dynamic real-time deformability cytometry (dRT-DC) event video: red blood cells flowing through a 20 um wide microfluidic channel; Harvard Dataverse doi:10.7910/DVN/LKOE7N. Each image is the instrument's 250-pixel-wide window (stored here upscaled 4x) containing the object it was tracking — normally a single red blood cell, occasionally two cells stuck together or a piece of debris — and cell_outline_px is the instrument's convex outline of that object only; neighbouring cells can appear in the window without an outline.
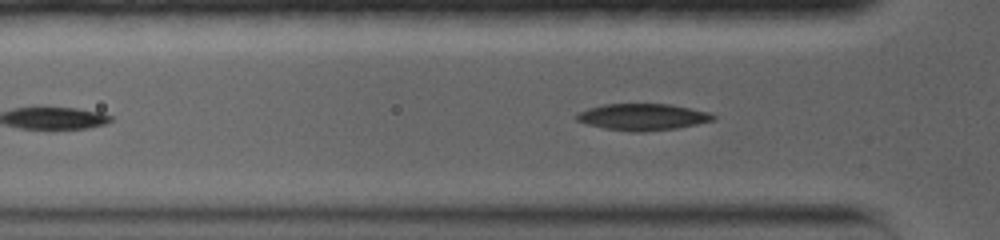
{"species": "common noctule bat (a hibernating species)", "species_latin": "Nyctalus noctula", "temperature_condition": "warm", "stored_images_in_passage": 38, "camera_frame_rate_fps": 5000, "um_per_image_px": 0.085, "animal": {"sex": "female", "body_mass_g": 19.0, "forearm_length_mm": 56.7}, "frame": {"image": 1, "passage_image": 12, "time_ms": 3.2, "image_size_px": [1000, 240], "cell_outline_px": [[716, 116], [712, 120], [696, 124], [676, 128], [644, 132], [628, 132], [604, 128], [588, 124], [576, 120], [572, 116], [576, 112], [588, 108], [604, 104], [668, 104], [708, 112]], "centroid_in_image_um": [54.53, 9.94], "position_along_channel_um": 71.3, "area_um2": 21.15}}